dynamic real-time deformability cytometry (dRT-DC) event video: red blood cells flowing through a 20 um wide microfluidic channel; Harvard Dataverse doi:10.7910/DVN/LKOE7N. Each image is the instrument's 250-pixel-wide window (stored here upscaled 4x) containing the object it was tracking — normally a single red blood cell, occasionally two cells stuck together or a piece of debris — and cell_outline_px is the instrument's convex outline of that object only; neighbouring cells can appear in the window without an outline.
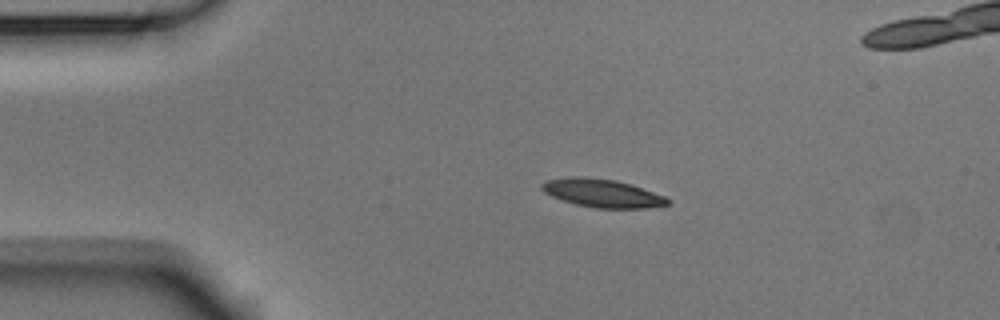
{"species": "Egyptian fruit bat (a non-hibernating species)", "species_latin": "Rousettus aegyptiacus", "temperature_condition": "room temperature", "stored_images_in_passage": 6, "camera_frame_rate_fps": 3000, "um_per_image_px": 0.085, "animal": {"sex": "male"}, "frame": {"image": 1, "passage_image": 3, "time_ms": 0.667, "image_size_px": [1000, 320], "cell_outline_px": [[668, 204], [648, 208], [596, 208], [576, 204], [560, 200], [544, 192], [540, 188], [540, 184], [544, 180], [572, 176], [580, 176], [616, 180], [664, 196], [668, 200]], "centroid_in_image_um": [51.09, 16.41], "position_along_channel_um": 33.9, "area_um2": 20.52}}
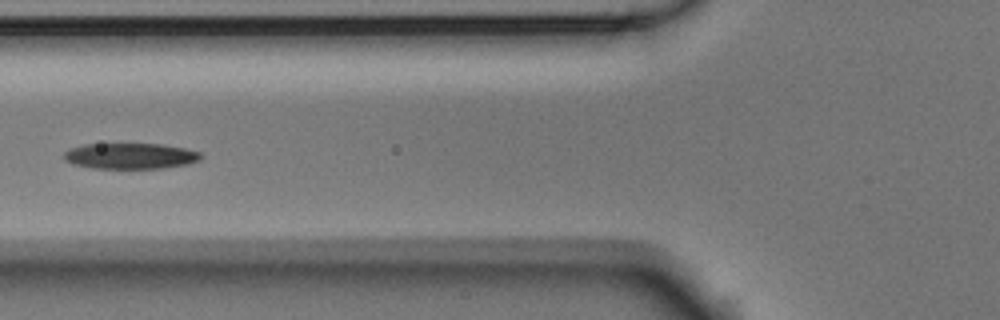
{"frame": {"image": 2, "passage_image": 6, "time_ms": 1.667, "image_size_px": [1000, 320], "cell_outline_px": [[200, 160], [188, 164], [164, 168], [92, 168], [72, 164], [64, 160], [64, 152], [72, 148], [84, 144], [160, 144], [184, 148], [200, 152]], "centroid_in_image_um": [11.07, 13.26], "position_along_channel_um": 114.7, "area_um2": 20.52}}